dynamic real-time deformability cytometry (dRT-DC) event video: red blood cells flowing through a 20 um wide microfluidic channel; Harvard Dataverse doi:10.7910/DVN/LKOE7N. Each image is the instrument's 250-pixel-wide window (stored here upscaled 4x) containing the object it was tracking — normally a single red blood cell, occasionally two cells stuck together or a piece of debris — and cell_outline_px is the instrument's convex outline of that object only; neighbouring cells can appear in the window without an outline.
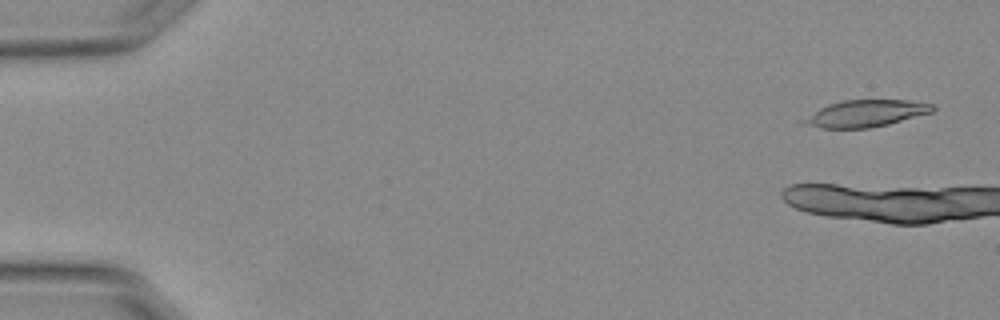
{"species": "Egyptian fruit bat (a non-hibernating species)", "species_latin": "Rousettus aegyptiacus", "temperature_condition": "warm", "stored_images_in_passage": 7, "camera_frame_rate_fps": 3000, "um_per_image_px": 0.085, "animal": {"sex": "female"}, "frame": {"image": 1, "passage_image": 3, "time_ms": 0.667, "image_size_px": [1000, 320], "cell_outline_px": [[936, 108], [932, 112], [888, 124], [872, 128], [820, 128], [800, 124], [804, 120], [820, 108], [828, 104], [844, 100], [904, 100], [932, 104]], "centroid_in_image_um": [73.6, 9.65], "position_along_channel_um": 11.4, "area_um2": 19.88}}